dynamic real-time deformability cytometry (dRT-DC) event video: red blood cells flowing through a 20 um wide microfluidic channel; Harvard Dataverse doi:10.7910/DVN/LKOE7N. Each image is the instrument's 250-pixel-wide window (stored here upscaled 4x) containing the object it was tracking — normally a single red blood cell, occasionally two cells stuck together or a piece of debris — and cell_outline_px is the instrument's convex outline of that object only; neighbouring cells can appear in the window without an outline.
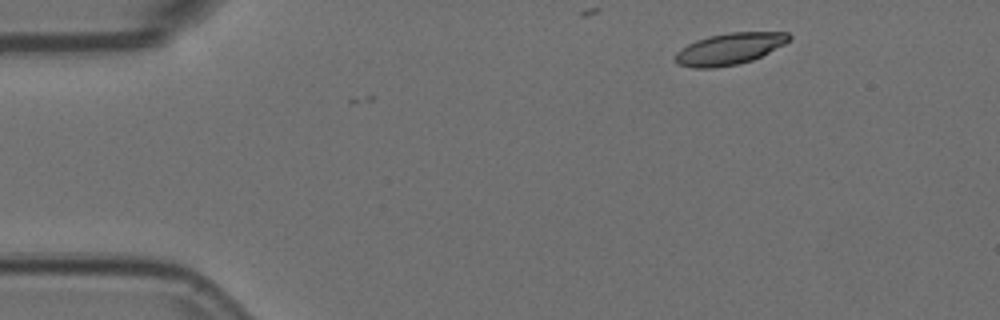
{"species": "Egyptian fruit bat (a non-hibernating species)", "species_latin": "Rousettus aegyptiacus", "temperature_condition": "room temperature", "stored_images_in_passage": 2, "camera_frame_rate_fps": 3000, "um_per_image_px": 0.085, "animal": {"sex": "female"}, "frame": {"image": 1, "passage_image": 2, "time_ms": 0.333, "image_size_px": [1000, 320], "cell_outline_px": [[792, 36], [784, 44], [752, 60], [740, 64], [716, 68], [692, 68], [676, 64], [676, 52], [680, 48], [696, 40], [708, 36], [728, 32], [788, 32]], "centroid_in_image_um": [61.97, 4.15], "position_along_channel_um": 23.0, "area_um2": 20.98}}